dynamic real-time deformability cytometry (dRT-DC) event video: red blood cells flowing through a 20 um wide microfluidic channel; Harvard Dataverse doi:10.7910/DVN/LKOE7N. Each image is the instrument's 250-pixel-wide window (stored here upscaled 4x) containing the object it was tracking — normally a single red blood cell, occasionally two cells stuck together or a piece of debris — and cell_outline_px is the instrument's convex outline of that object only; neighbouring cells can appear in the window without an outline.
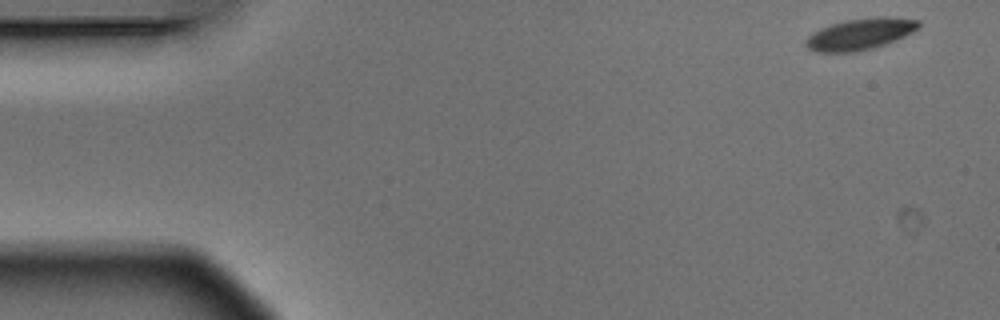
{"species": "Egyptian fruit bat (a non-hibernating species)", "species_latin": "Rousettus aegyptiacus", "temperature_condition": "warm", "stored_images_in_passage": 7, "camera_frame_rate_fps": 3000, "um_per_image_px": 0.085, "animal": {"sex": "male"}, "frame": {"image": 1, "passage_image": 1, "time_ms": 0.0, "image_size_px": [1000, 320], "cell_outline_px": [[920, 28], [896, 40], [872, 48], [856, 52], [816, 52], [808, 48], [804, 44], [804, 40], [812, 32], [820, 28], [832, 24], [848, 20], [884, 16], [920, 20]], "centroid_in_image_um": [73.1, 2.9], "position_along_channel_um": 11.9, "area_um2": 20.58}}
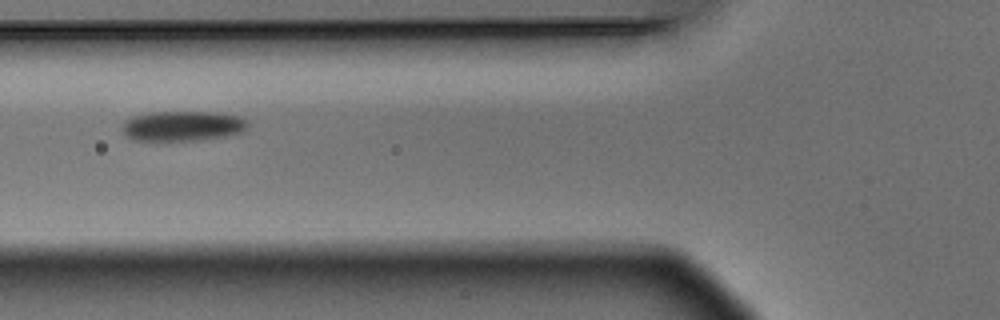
{"frame": {"image": 2, "passage_image": 6, "time_ms": 1.667, "image_size_px": [1000, 320], "cell_outline_px": [[248, 124], [244, 132], [224, 136], [200, 140], [132, 140], [124, 136], [120, 128], [124, 120], [132, 116], [148, 112], [216, 112], [240, 116], [248, 120]], "centroid_in_image_um": [15.48, 10.7], "position_along_channel_um": 110.3, "area_um2": 22.37}}
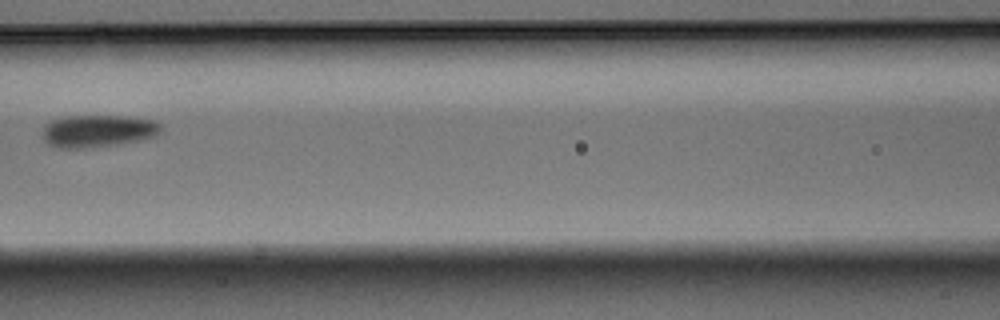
{"frame": {"image": 3, "passage_image": 7, "time_ms": 2.0, "image_size_px": [1000, 320], "cell_outline_px": [[160, 132], [156, 136], [140, 140], [116, 144], [80, 148], [60, 148], [48, 144], [44, 140], [44, 124], [52, 120], [68, 116], [128, 116], [156, 120], [160, 124]], "centroid_in_image_um": [8.34, 11.12], "position_along_channel_um": 158.3, "area_um2": 22.2}}